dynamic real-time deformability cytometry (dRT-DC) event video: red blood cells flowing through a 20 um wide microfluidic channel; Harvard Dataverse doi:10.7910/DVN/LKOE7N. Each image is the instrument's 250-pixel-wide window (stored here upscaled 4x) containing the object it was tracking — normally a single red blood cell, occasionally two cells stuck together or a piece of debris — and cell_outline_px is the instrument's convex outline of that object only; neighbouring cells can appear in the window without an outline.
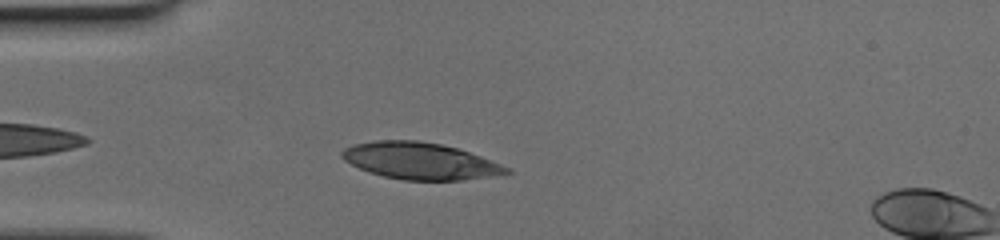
{"species": "human", "species_latin": "Homo sapiens", "temperature_condition": "cold", "stored_images_in_passage": 31, "camera_frame_rate_fps": 3000, "um_per_image_px": 0.085, "donor": {"sex": "female"}, "frame": {"image": 1, "passage_image": 4, "time_ms": 1.0, "image_size_px": [1000, 240], "cell_outline_px": [[512, 172], [464, 180], [404, 180], [384, 176], [360, 168], [344, 160], [340, 156], [340, 152], [344, 148], [352, 144], [376, 140], [416, 140], [440, 144], [456, 148], [480, 156], [500, 164], [508, 168]], "centroid_in_image_um": [35.65, 13.67], "position_along_channel_um": 49.3, "area_um2": 34.8}}
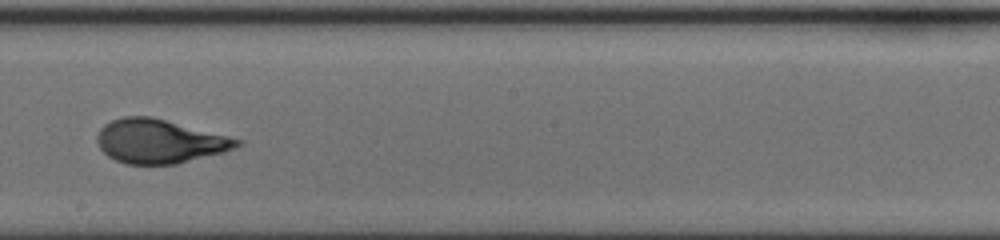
{"frame": {"image": 2, "passage_image": 19, "time_ms": 6.0, "image_size_px": [1000, 240], "cell_outline_px": [[244, 140], [236, 148], [224, 152], [176, 164], [124, 164], [108, 156], [100, 148], [96, 140], [96, 136], [100, 128], [104, 124], [112, 120], [124, 116], [152, 116]], "centroid_in_image_um": [13.55, 12.0], "position_along_channel_um": 234.7, "area_um2": 35.89}}
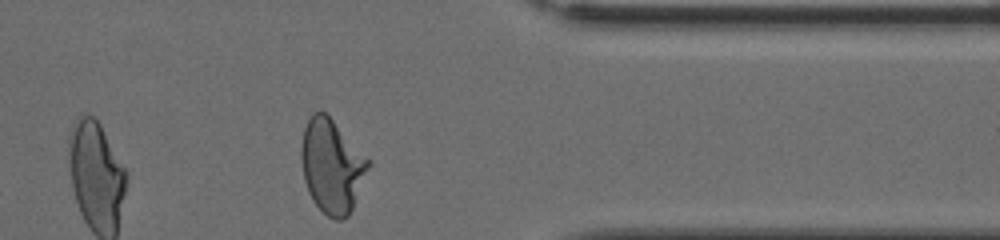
{"frame": {"image": 3, "passage_image": 31, "time_ms": 10.0, "image_size_px": [1000, 240], "cell_outline_px": [[372, 164], [352, 208], [348, 216], [340, 220], [336, 220], [328, 216], [312, 200], [308, 192], [304, 180], [300, 160], [300, 144], [304, 128], [312, 112], [320, 108], [372, 160]], "centroid_in_image_um": [28.21, 14.09], "position_along_channel_um": 383.2, "area_um2": 36.99}}